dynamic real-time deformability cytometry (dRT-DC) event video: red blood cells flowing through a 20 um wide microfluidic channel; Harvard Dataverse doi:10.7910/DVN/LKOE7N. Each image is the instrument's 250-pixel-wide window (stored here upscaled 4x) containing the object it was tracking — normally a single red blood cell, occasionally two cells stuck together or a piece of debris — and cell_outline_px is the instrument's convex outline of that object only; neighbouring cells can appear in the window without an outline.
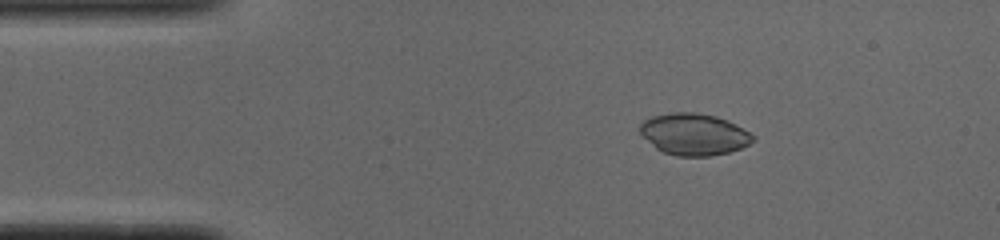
{"species": "common noctule bat (a hibernating species)", "species_latin": "Nyctalus noctula", "temperature_condition": "cold", "stored_images_in_passage": 50, "camera_frame_rate_fps": 3000, "um_per_image_px": 0.085, "animal": {"sex": "male", "body_mass_g": 19.0, "forearm_length_mm": 50.8}, "frame": {"image": 1, "passage_image": 7, "time_ms": 2.0, "image_size_px": [1000, 240], "cell_outline_px": [[756, 140], [740, 148], [728, 152], [712, 156], [676, 156], [664, 152], [656, 148], [640, 132], [640, 124], [644, 120], [652, 116], [668, 112], [692, 112], [716, 116], [728, 120], [736, 124], [756, 136]], "centroid_in_image_um": [59.01, 11.4], "position_along_channel_um": 26.0, "area_um2": 27.46}}
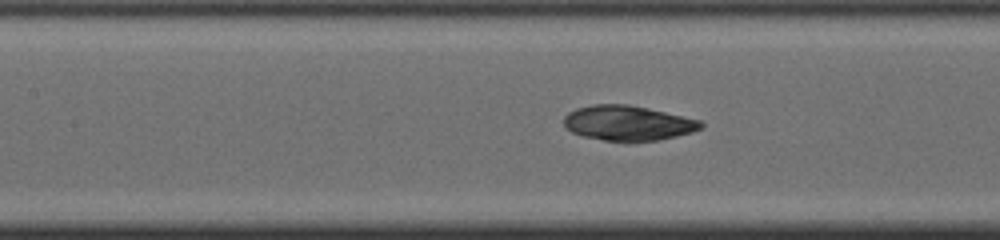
{"frame": {"image": 2, "passage_image": 21, "time_ms": 6.667, "image_size_px": [1000, 240], "cell_outline_px": [[704, 128], [692, 132], [676, 136], [656, 140], [604, 140], [584, 136], [572, 132], [564, 124], [564, 116], [568, 112], [576, 108], [592, 104], [628, 104], [700, 120], [704, 124]], "centroid_in_image_um": [53.37, 10.44], "position_along_channel_um": 154.0, "area_um2": 27.51}}
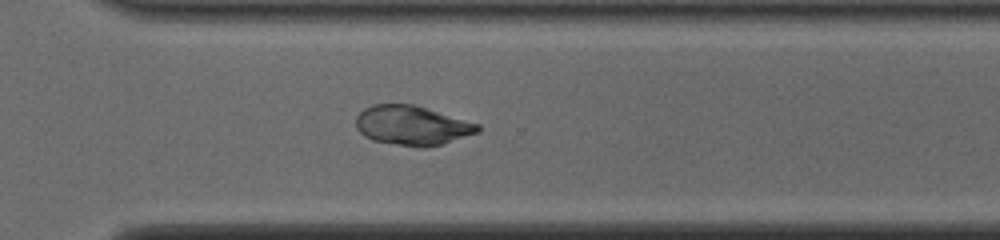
{"frame": {"image": 3, "passage_image": 35, "time_ms": 11.333, "image_size_px": [1000, 240], "cell_outline_px": [[480, 132], [444, 144], [428, 148], [420, 148], [372, 140], [364, 136], [356, 128], [356, 116], [364, 108], [372, 104], [412, 104], [480, 124]], "centroid_in_image_um": [35.04, 10.68], "position_along_channel_um": 335.6, "area_um2": 28.21}, "authors_computed_cell_mechanics": {"area_um2": 28.2353, "velocity_mm_per_s": 3.8913, "shape_relaxation_time_tau1_ms": 5.6983, "shape_relaxation_time_tau2_ms": 2.1367, "deformation_change_tau1": 0.1468, "deformation_change_tau2": 0.0546}}